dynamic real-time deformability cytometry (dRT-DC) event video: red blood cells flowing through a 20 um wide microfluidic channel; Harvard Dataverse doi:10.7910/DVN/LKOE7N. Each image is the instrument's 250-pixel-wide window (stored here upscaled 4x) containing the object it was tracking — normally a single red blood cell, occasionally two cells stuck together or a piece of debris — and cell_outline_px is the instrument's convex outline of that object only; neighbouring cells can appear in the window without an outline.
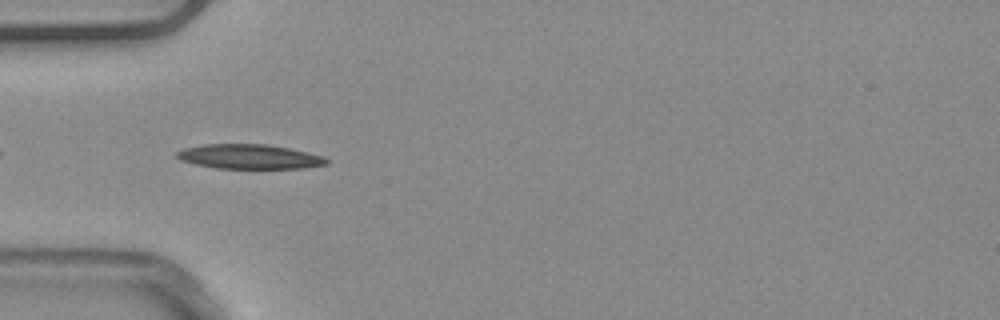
{"species": "common noctule bat (a hibernating species)", "species_latin": "Nyctalus noctula", "temperature_condition": "warm", "stored_images_in_passage": 8, "camera_frame_rate_fps": 3000, "um_per_image_px": 0.085, "animal": {"sex": "male", "body_mass_g": 20.4}, "frame": {"image": 1, "passage_image": 2, "time_ms": 0.333, "image_size_px": [1000, 320], "cell_outline_px": [[328, 164], [304, 168], [216, 168], [196, 164], [180, 160], [176, 156], [176, 152], [184, 148], [204, 144], [268, 144], [308, 152], [324, 156], [328, 160]], "centroid_in_image_um": [21.21, 13.31], "position_along_channel_um": 63.8, "area_um2": 21.39}}